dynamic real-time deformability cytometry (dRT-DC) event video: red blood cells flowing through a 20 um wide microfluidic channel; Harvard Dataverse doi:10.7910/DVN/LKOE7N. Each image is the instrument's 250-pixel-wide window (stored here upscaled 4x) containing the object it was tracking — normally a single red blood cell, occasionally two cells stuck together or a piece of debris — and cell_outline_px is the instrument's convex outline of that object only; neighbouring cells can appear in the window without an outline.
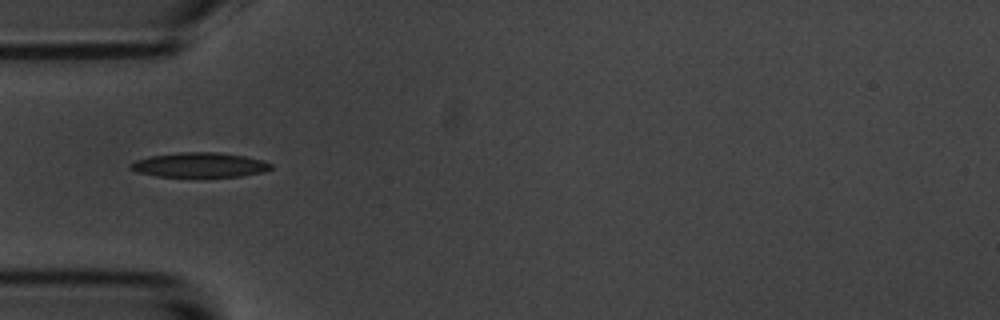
{"species": "common noctule bat (a hibernating species)", "species_latin": "Nyctalus noctula", "temperature_condition": "room temperature", "stored_images_in_passage": 9, "camera_frame_rate_fps": 3000, "um_per_image_px": 0.085, "animal": {"sex": "male", "body_mass_g": 20.1, "forearm_length_mm": 53.5}, "frame": {"image": 1, "passage_image": 1, "time_ms": 0.0, "image_size_px": [1000, 320], "cell_outline_px": [[272, 168], [264, 172], [240, 176], [156, 176], [136, 172], [128, 164], [136, 160], [148, 156], [176, 152], [216, 152], [244, 156], [264, 160], [272, 164]], "centroid_in_image_um": [16.96, 14.01], "position_along_channel_um": 68.0, "area_um2": 20.17}}
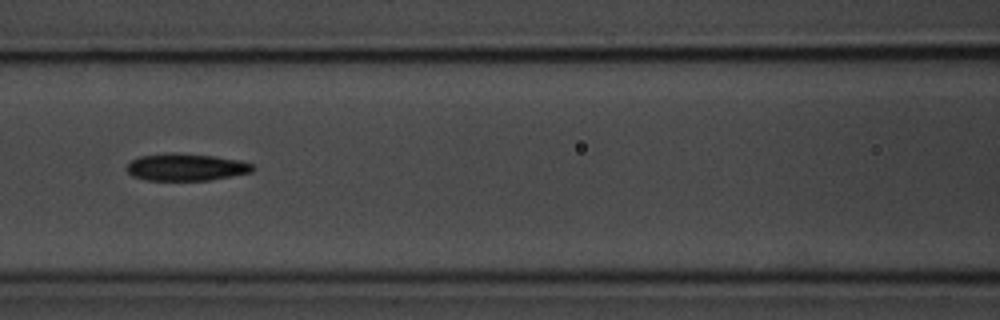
{"frame": {"image": 2, "passage_image": 3, "time_ms": 2.333, "image_size_px": [1000, 320], "cell_outline_px": [[256, 168], [252, 172], [208, 180], [148, 180], [132, 176], [128, 172], [128, 164], [132, 160], [140, 156], [168, 152], [176, 152], [216, 156], [240, 160], [252, 164]], "centroid_in_image_um": [15.83, 14.19], "position_along_channel_um": 150.8, "area_um2": 20.0}}
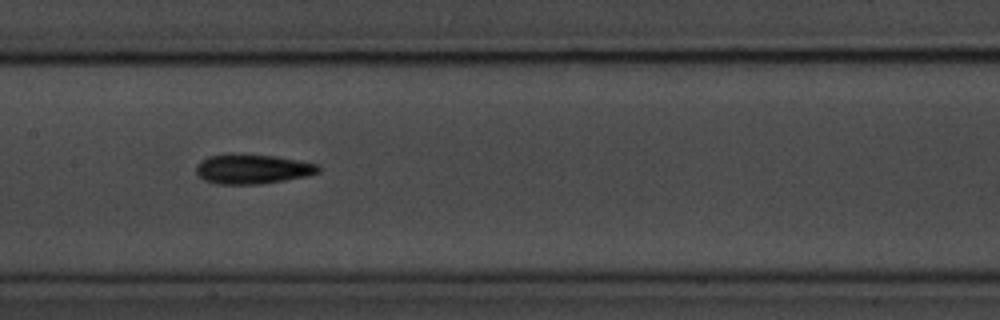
{"frame": {"image": 3, "passage_image": 4, "time_ms": 3.333, "image_size_px": [1000, 320], "cell_outline_px": [[320, 172], [308, 176], [260, 184], [216, 184], [204, 180], [196, 172], [196, 164], [200, 160], [208, 156], [232, 152], [240, 152], [276, 156], [320, 164]], "centroid_in_image_um": [21.45, 14.34], "position_along_channel_um": 186.0, "area_um2": 21.73}}